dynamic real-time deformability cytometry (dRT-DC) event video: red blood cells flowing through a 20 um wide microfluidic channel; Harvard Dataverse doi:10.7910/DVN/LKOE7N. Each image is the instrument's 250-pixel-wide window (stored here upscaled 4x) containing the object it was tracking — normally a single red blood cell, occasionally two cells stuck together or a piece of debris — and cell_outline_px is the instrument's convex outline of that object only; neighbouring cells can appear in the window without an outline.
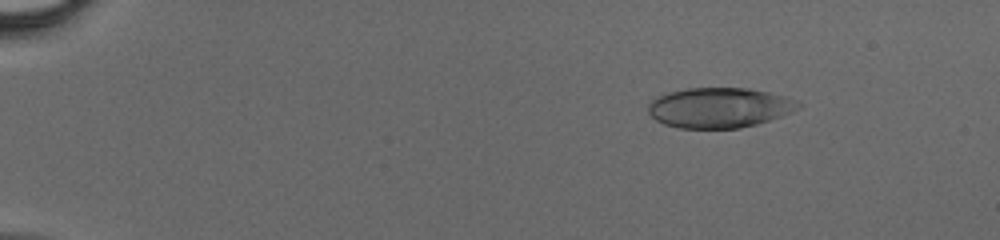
{"species": "human", "species_latin": "Homo sapiens", "temperature_condition": "cold", "stored_images_in_passage": 48, "camera_frame_rate_fps": 3000, "um_per_image_px": 0.085, "donor": {"sex": "male"}, "frame": {"image": 1, "passage_image": 8, "time_ms": 2.333, "image_size_px": [1000, 240], "cell_outline_px": [[800, 104], [792, 112], [756, 124], [740, 128], [676, 128], [664, 124], [656, 120], [648, 112], [648, 104], [656, 96], [668, 92], [688, 88], [748, 88], [768, 92], [784, 96], [796, 100]], "centroid_in_image_um": [61.09, 9.15], "position_along_channel_um": 23.9, "area_um2": 34.97}}
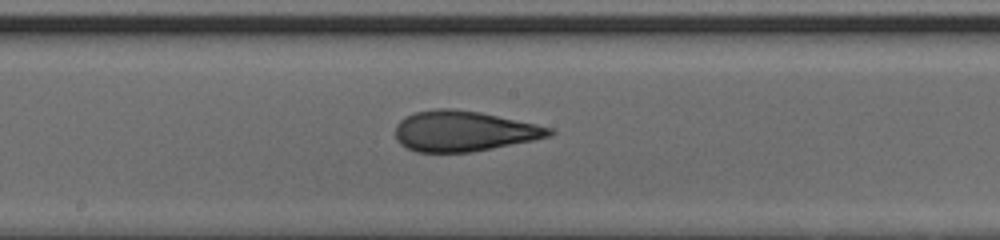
{"frame": {"image": 2, "passage_image": 28, "time_ms": 9.0, "image_size_px": [1000, 240], "cell_outline_px": [[556, 132], [552, 136], [472, 152], [416, 152], [400, 144], [396, 140], [396, 124], [404, 116], [416, 112], [436, 108], [452, 108], [480, 112], [536, 124], [552, 128]], "centroid_in_image_um": [39.4, 11.14], "position_along_channel_um": 208.8, "area_um2": 36.3}}
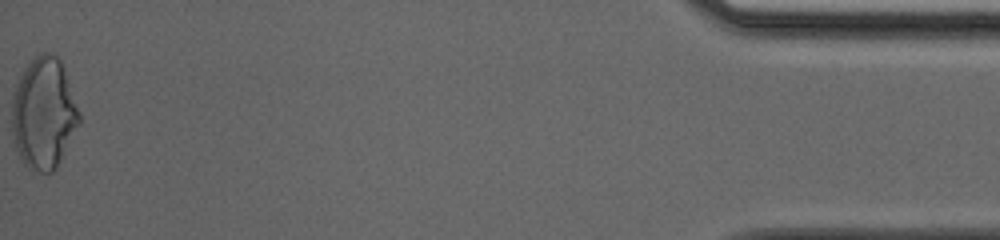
{"frame": {"image": 3, "passage_image": 48, "time_ms": 15.667, "image_size_px": [1000, 240], "cell_outline_px": [[80, 124], [56, 168], [52, 172], [32, 172], [24, 164], [16, 148], [12, 132], [12, 96], [16, 84], [24, 68], [40, 52], [56, 52], [64, 68], [80, 112]], "centroid_in_image_um": [3.72, 9.63], "position_along_channel_um": 431.5, "area_um2": 44.04}}